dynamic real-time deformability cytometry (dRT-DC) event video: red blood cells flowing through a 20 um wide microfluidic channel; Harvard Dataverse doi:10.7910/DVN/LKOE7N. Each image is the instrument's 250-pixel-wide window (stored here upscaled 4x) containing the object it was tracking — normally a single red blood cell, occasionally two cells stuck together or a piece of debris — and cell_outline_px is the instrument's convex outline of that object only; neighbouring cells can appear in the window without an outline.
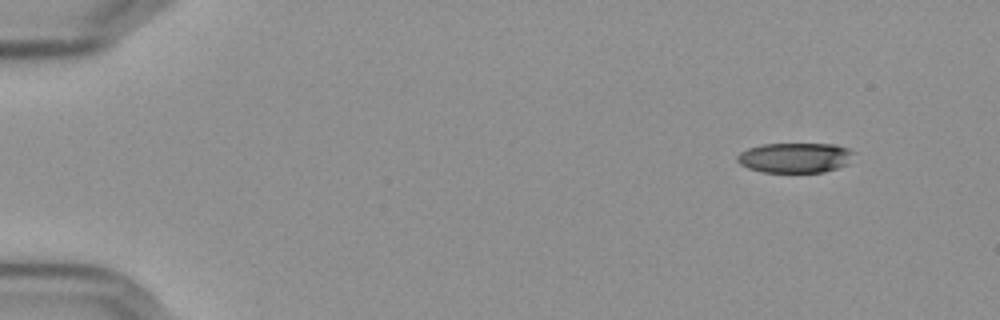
{"species": "Egyptian fruit bat (a non-hibernating species)", "species_latin": "Rousettus aegyptiacus", "temperature_condition": "cold", "stored_images_in_passage": 52, "camera_frame_rate_fps": 3000, "um_per_image_px": 0.085, "frame": {"image": 1, "passage_image": 1, "time_ms": 0.0, "image_size_px": [1000, 320], "cell_outline_px": [[856, 152], [848, 164], [824, 172], [764, 172], [748, 168], [740, 164], [736, 160], [736, 156], [740, 152], [748, 148], [764, 144], [836, 144], [848, 148]], "centroid_in_image_um": [67.6, 13.4], "position_along_channel_um": 17.4, "area_um2": 20.52}}
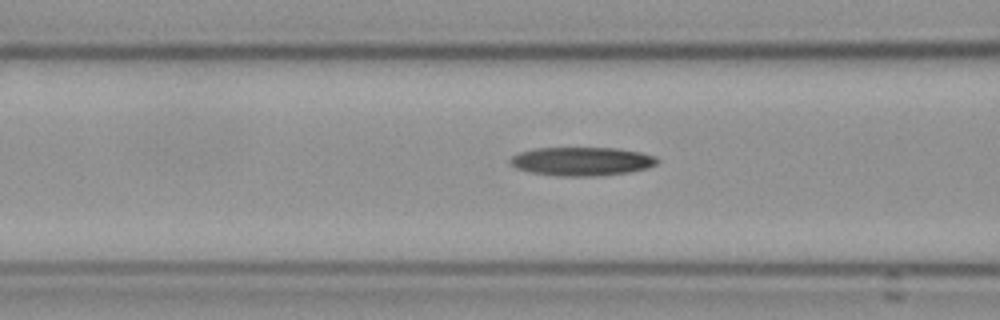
{"frame": {"image": 2, "passage_image": 19, "time_ms": 6.0, "image_size_px": [1000, 320], "cell_outline_px": [[660, 160], [656, 164], [644, 168], [628, 172], [600, 176], [556, 176], [532, 172], [516, 168], [508, 164], [508, 160], [512, 156], [520, 152], [536, 148], [616, 148], [640, 152], [656, 156]], "centroid_in_image_um": [49.42, 13.71], "position_along_channel_um": 117.2, "area_um2": 24.57}}
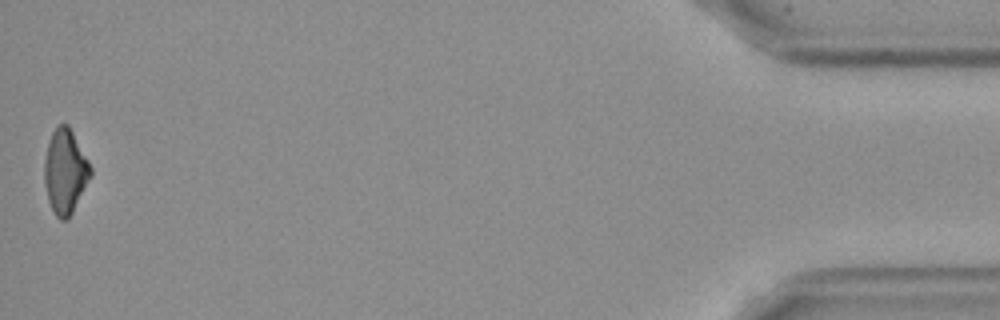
{"frame": {"image": 3, "passage_image": 52, "time_ms": 17.0, "image_size_px": [1000, 320], "cell_outline_px": [[92, 176], [68, 220], [60, 220], [56, 216], [48, 200], [44, 184], [44, 160], [48, 144], [52, 132], [60, 124], [68, 124], [88, 160], [92, 168]], "centroid_in_image_um": [5.55, 14.6], "position_along_channel_um": 429.7, "area_um2": 22.72}}